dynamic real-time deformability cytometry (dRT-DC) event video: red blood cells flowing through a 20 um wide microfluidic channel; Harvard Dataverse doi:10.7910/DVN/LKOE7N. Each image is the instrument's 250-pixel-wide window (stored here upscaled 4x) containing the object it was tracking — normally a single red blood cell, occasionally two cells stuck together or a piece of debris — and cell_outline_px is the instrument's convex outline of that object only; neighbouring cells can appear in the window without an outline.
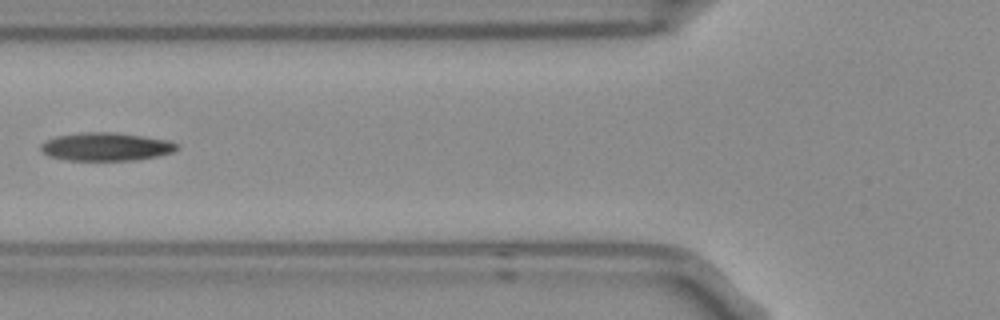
{"species": "Egyptian fruit bat (a non-hibernating species)", "species_latin": "Rousettus aegyptiacus", "temperature_condition": "room temperature", "stored_images_in_passage": 5, "camera_frame_rate_fps": 3000, "um_per_image_px": 0.085, "frame": {"image": 1, "passage_image": 4, "time_ms": 1.0, "image_size_px": [1000, 320], "cell_outline_px": [[180, 148], [172, 152], [156, 156], [136, 160], [68, 160], [48, 156], [40, 148], [40, 144], [56, 136], [84, 132], [112, 132], [168, 140], [180, 144]], "centroid_in_image_um": [9.03, 12.47], "position_along_channel_um": 116.8, "area_um2": 22.2}}